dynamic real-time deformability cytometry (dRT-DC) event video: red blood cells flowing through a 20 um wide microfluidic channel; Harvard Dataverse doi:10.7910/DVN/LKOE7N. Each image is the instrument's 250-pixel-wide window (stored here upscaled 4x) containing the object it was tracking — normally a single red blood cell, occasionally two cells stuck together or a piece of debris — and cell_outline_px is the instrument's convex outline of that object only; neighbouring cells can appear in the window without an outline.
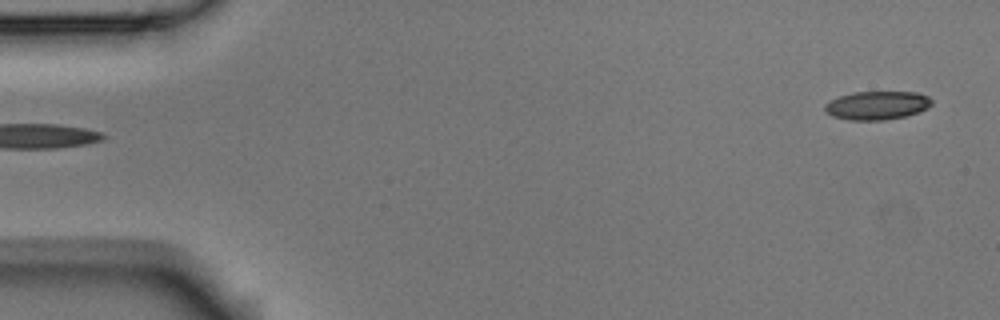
{"species": "Egyptian fruit bat (a non-hibernating species)", "species_latin": "Rousettus aegyptiacus", "temperature_condition": "room temperature", "stored_images_in_passage": 5, "segment_of_instrument_passage": [2, 2], "camera_frame_rate_fps": 3000, "um_per_image_px": 0.085, "animal": {"sex": "male"}, "frame": {"image": 1, "passage_image": 5, "time_ms": 1.333, "image_size_px": [1000, 320], "cell_outline_px": [[932, 104], [928, 108], [904, 116], [884, 120], [848, 120], [832, 116], [824, 108], [824, 104], [840, 96], [856, 92], [916, 92], [928, 96], [932, 100]], "centroid_in_image_um": [74.56, 8.96], "position_along_channel_um": 10.4, "area_um2": 17.57}}